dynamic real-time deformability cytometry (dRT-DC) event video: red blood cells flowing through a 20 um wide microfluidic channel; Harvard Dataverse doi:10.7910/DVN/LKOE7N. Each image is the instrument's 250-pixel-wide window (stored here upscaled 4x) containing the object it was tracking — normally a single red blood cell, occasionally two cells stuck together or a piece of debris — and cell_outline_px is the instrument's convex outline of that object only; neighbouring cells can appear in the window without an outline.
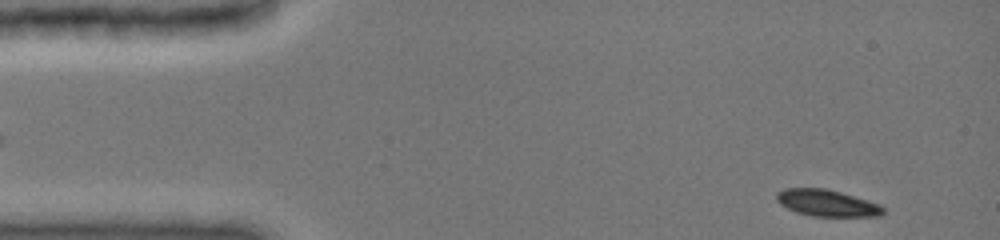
{"species": "common noctule bat (a hibernating species)", "species_latin": "Nyctalus noctula", "temperature_condition": "cold", "stored_images_in_passage": 43, "camera_frame_rate_fps": 3000, "um_per_image_px": 0.085, "animal": {"sex": "female", "body_mass_g": 19.0, "forearm_length_mm": 51.5}, "frame": {"image": 1, "passage_image": 1, "time_ms": 0.0, "image_size_px": [1000, 240], "cell_outline_px": [[884, 212], [880, 216], [812, 216], [796, 212], [780, 204], [776, 200], [776, 192], [784, 188], [824, 188], [840, 192], [868, 200], [880, 204], [884, 208]], "centroid_in_image_um": [70.27, 17.25], "position_along_channel_um": 14.7, "area_um2": 16.53}}
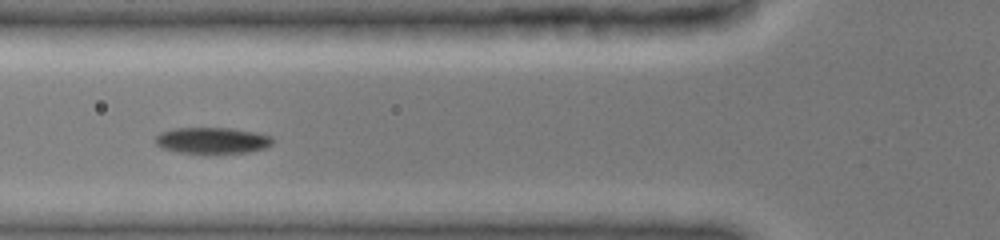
{"frame": {"image": 2, "passage_image": 32, "time_ms": 4.667, "image_size_px": [1000, 240], "cell_outline_px": [[272, 144], [264, 148], [248, 152], [180, 152], [160, 148], [156, 144], [156, 136], [160, 132], [172, 128], [232, 128], [256, 132], [272, 136]], "centroid_in_image_um": [18.02, 11.91], "position_along_channel_um": 107.8, "area_um2": 17.69}}
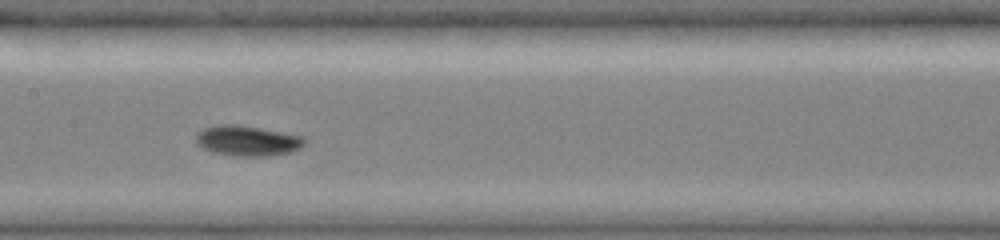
{"frame": {"image": 3, "passage_image": 42, "time_ms": 6.667, "image_size_px": [1000, 240], "cell_outline_px": [[308, 140], [300, 148], [292, 152], [268, 156], [236, 156], [212, 152], [196, 144], [196, 132], [204, 128], [216, 124], [236, 124], [260, 128], [304, 136]], "centroid_in_image_um": [21.04, 11.96], "position_along_channel_um": 186.4, "area_um2": 19.42}}